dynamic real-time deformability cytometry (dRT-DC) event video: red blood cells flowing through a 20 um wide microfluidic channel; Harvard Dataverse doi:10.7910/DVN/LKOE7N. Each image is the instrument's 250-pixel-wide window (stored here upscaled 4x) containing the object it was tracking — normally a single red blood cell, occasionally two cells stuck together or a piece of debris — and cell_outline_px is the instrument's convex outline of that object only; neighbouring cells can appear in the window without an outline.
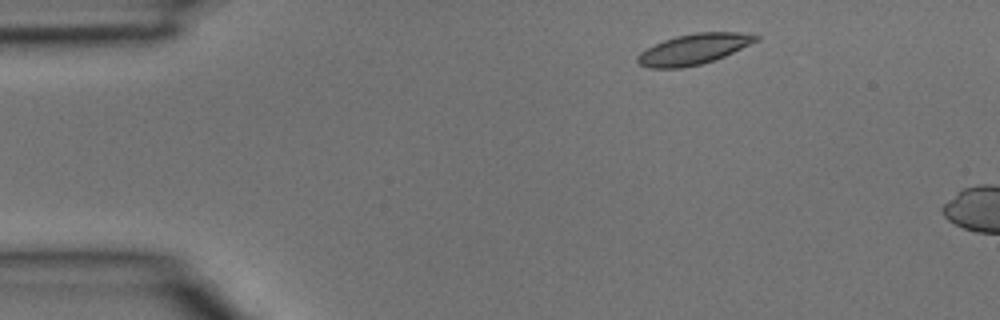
{"species": "common noctule bat (a hibernating species)", "species_latin": "Nyctalus noctula", "temperature_condition": "room temperature", "stored_images_in_passage": 2, "camera_frame_rate_fps": 3000, "um_per_image_px": 0.085, "animal": {"sex": "male", "body_mass_g": 15.6}, "frame": {"image": 1, "passage_image": 1, "time_ms": 0.0, "image_size_px": [1000, 320], "cell_outline_px": [[760, 40], [724, 56], [700, 64], [680, 68], [648, 68], [640, 64], [636, 60], [636, 56], [640, 52], [664, 40], [676, 36], [696, 32], [740, 32], [760, 36]], "centroid_in_image_um": [58.97, 4.17], "position_along_channel_um": 26.0, "area_um2": 20.92}}